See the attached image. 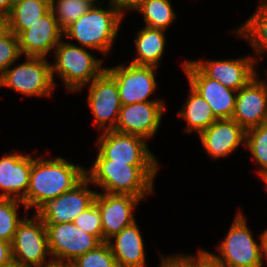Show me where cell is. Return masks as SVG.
I'll use <instances>...</instances> for the list:
<instances>
[{
	"label": "cell",
	"instance_id": "1",
	"mask_svg": "<svg viewBox=\"0 0 267 267\" xmlns=\"http://www.w3.org/2000/svg\"><path fill=\"white\" fill-rule=\"evenodd\" d=\"M86 177L104 193L132 195L145 199L155 191L159 164H126L106 159L99 151Z\"/></svg>",
	"mask_w": 267,
	"mask_h": 267
},
{
	"label": "cell",
	"instance_id": "2",
	"mask_svg": "<svg viewBox=\"0 0 267 267\" xmlns=\"http://www.w3.org/2000/svg\"><path fill=\"white\" fill-rule=\"evenodd\" d=\"M86 169L60 156L49 160L32 157L29 187L22 200L27 211L35 208L36 213L48 201L73 189L86 177Z\"/></svg>",
	"mask_w": 267,
	"mask_h": 267
},
{
	"label": "cell",
	"instance_id": "3",
	"mask_svg": "<svg viewBox=\"0 0 267 267\" xmlns=\"http://www.w3.org/2000/svg\"><path fill=\"white\" fill-rule=\"evenodd\" d=\"M101 6H91L63 30V36L76 40L78 46L107 55L113 49L125 14L110 1L109 7L103 9Z\"/></svg>",
	"mask_w": 267,
	"mask_h": 267
},
{
	"label": "cell",
	"instance_id": "4",
	"mask_svg": "<svg viewBox=\"0 0 267 267\" xmlns=\"http://www.w3.org/2000/svg\"><path fill=\"white\" fill-rule=\"evenodd\" d=\"M63 38L55 47L54 62L51 63V73L55 85V75L62 79L67 91L78 92L98 77L106 67L102 59L93 56L87 49Z\"/></svg>",
	"mask_w": 267,
	"mask_h": 267
},
{
	"label": "cell",
	"instance_id": "5",
	"mask_svg": "<svg viewBox=\"0 0 267 267\" xmlns=\"http://www.w3.org/2000/svg\"><path fill=\"white\" fill-rule=\"evenodd\" d=\"M239 210L224 239L218 245V254L210 252L224 267H263L265 258L262 234L260 244L254 239L247 219Z\"/></svg>",
	"mask_w": 267,
	"mask_h": 267
},
{
	"label": "cell",
	"instance_id": "6",
	"mask_svg": "<svg viewBox=\"0 0 267 267\" xmlns=\"http://www.w3.org/2000/svg\"><path fill=\"white\" fill-rule=\"evenodd\" d=\"M26 61L14 66L11 64L0 76V87L12 90L27 97H49L55 86L51 73V62L45 57L26 56Z\"/></svg>",
	"mask_w": 267,
	"mask_h": 267
},
{
	"label": "cell",
	"instance_id": "7",
	"mask_svg": "<svg viewBox=\"0 0 267 267\" xmlns=\"http://www.w3.org/2000/svg\"><path fill=\"white\" fill-rule=\"evenodd\" d=\"M25 215L11 242L12 257L26 266L38 267L51 258L46 226L35 212L31 218Z\"/></svg>",
	"mask_w": 267,
	"mask_h": 267
},
{
	"label": "cell",
	"instance_id": "8",
	"mask_svg": "<svg viewBox=\"0 0 267 267\" xmlns=\"http://www.w3.org/2000/svg\"><path fill=\"white\" fill-rule=\"evenodd\" d=\"M106 70L115 78L121 105H131L136 102L163 101L162 99H149L157 89V67L118 64Z\"/></svg>",
	"mask_w": 267,
	"mask_h": 267
},
{
	"label": "cell",
	"instance_id": "9",
	"mask_svg": "<svg viewBox=\"0 0 267 267\" xmlns=\"http://www.w3.org/2000/svg\"><path fill=\"white\" fill-rule=\"evenodd\" d=\"M88 105L94 115V125L101 132L114 130L121 108L115 78L105 69L89 85Z\"/></svg>",
	"mask_w": 267,
	"mask_h": 267
},
{
	"label": "cell",
	"instance_id": "10",
	"mask_svg": "<svg viewBox=\"0 0 267 267\" xmlns=\"http://www.w3.org/2000/svg\"><path fill=\"white\" fill-rule=\"evenodd\" d=\"M97 138L96 148L106 159L126 164H159L143 137L107 130Z\"/></svg>",
	"mask_w": 267,
	"mask_h": 267
},
{
	"label": "cell",
	"instance_id": "11",
	"mask_svg": "<svg viewBox=\"0 0 267 267\" xmlns=\"http://www.w3.org/2000/svg\"><path fill=\"white\" fill-rule=\"evenodd\" d=\"M45 226L51 259L71 263L102 243L95 235L86 233L73 222Z\"/></svg>",
	"mask_w": 267,
	"mask_h": 267
},
{
	"label": "cell",
	"instance_id": "12",
	"mask_svg": "<svg viewBox=\"0 0 267 267\" xmlns=\"http://www.w3.org/2000/svg\"><path fill=\"white\" fill-rule=\"evenodd\" d=\"M90 184L91 181L85 177L73 189L48 201L36 214L45 225L73 222L82 211L95 202L97 191L89 189Z\"/></svg>",
	"mask_w": 267,
	"mask_h": 267
},
{
	"label": "cell",
	"instance_id": "13",
	"mask_svg": "<svg viewBox=\"0 0 267 267\" xmlns=\"http://www.w3.org/2000/svg\"><path fill=\"white\" fill-rule=\"evenodd\" d=\"M182 69L188 77L189 86L209 103L214 116L220 119H232L237 91L224 86L221 82L208 78L192 61L182 63Z\"/></svg>",
	"mask_w": 267,
	"mask_h": 267
},
{
	"label": "cell",
	"instance_id": "14",
	"mask_svg": "<svg viewBox=\"0 0 267 267\" xmlns=\"http://www.w3.org/2000/svg\"><path fill=\"white\" fill-rule=\"evenodd\" d=\"M166 107L164 101L122 105L114 131L137 135L149 140L158 131Z\"/></svg>",
	"mask_w": 267,
	"mask_h": 267
},
{
	"label": "cell",
	"instance_id": "15",
	"mask_svg": "<svg viewBox=\"0 0 267 267\" xmlns=\"http://www.w3.org/2000/svg\"><path fill=\"white\" fill-rule=\"evenodd\" d=\"M208 78L238 91L258 75L257 63L252 55L236 59L191 60Z\"/></svg>",
	"mask_w": 267,
	"mask_h": 267
},
{
	"label": "cell",
	"instance_id": "16",
	"mask_svg": "<svg viewBox=\"0 0 267 267\" xmlns=\"http://www.w3.org/2000/svg\"><path fill=\"white\" fill-rule=\"evenodd\" d=\"M141 201L132 195L97 192L95 203L101 215L103 242L136 221L133 212Z\"/></svg>",
	"mask_w": 267,
	"mask_h": 267
},
{
	"label": "cell",
	"instance_id": "17",
	"mask_svg": "<svg viewBox=\"0 0 267 267\" xmlns=\"http://www.w3.org/2000/svg\"><path fill=\"white\" fill-rule=\"evenodd\" d=\"M259 78L237 91L232 119L245 130L267 123V80Z\"/></svg>",
	"mask_w": 267,
	"mask_h": 267
},
{
	"label": "cell",
	"instance_id": "18",
	"mask_svg": "<svg viewBox=\"0 0 267 267\" xmlns=\"http://www.w3.org/2000/svg\"><path fill=\"white\" fill-rule=\"evenodd\" d=\"M63 29L58 25L50 9L38 21L23 30L18 35L21 55L32 57H45L63 39Z\"/></svg>",
	"mask_w": 267,
	"mask_h": 267
},
{
	"label": "cell",
	"instance_id": "19",
	"mask_svg": "<svg viewBox=\"0 0 267 267\" xmlns=\"http://www.w3.org/2000/svg\"><path fill=\"white\" fill-rule=\"evenodd\" d=\"M198 135L205 152L214 160L228 157L246 141V130L233 119L216 120Z\"/></svg>",
	"mask_w": 267,
	"mask_h": 267
},
{
	"label": "cell",
	"instance_id": "20",
	"mask_svg": "<svg viewBox=\"0 0 267 267\" xmlns=\"http://www.w3.org/2000/svg\"><path fill=\"white\" fill-rule=\"evenodd\" d=\"M32 156L23 152L4 154L0 158V198L22 201L29 187Z\"/></svg>",
	"mask_w": 267,
	"mask_h": 267
},
{
	"label": "cell",
	"instance_id": "21",
	"mask_svg": "<svg viewBox=\"0 0 267 267\" xmlns=\"http://www.w3.org/2000/svg\"><path fill=\"white\" fill-rule=\"evenodd\" d=\"M106 242L118 267H147L144 239L136 221Z\"/></svg>",
	"mask_w": 267,
	"mask_h": 267
},
{
	"label": "cell",
	"instance_id": "22",
	"mask_svg": "<svg viewBox=\"0 0 267 267\" xmlns=\"http://www.w3.org/2000/svg\"><path fill=\"white\" fill-rule=\"evenodd\" d=\"M165 32L162 29L142 27L134 39L137 56L130 63L158 67L165 52Z\"/></svg>",
	"mask_w": 267,
	"mask_h": 267
},
{
	"label": "cell",
	"instance_id": "23",
	"mask_svg": "<svg viewBox=\"0 0 267 267\" xmlns=\"http://www.w3.org/2000/svg\"><path fill=\"white\" fill-rule=\"evenodd\" d=\"M258 3L255 13L234 31L249 42L257 64L259 57L262 58V54L267 53V0H259Z\"/></svg>",
	"mask_w": 267,
	"mask_h": 267
},
{
	"label": "cell",
	"instance_id": "24",
	"mask_svg": "<svg viewBox=\"0 0 267 267\" xmlns=\"http://www.w3.org/2000/svg\"><path fill=\"white\" fill-rule=\"evenodd\" d=\"M188 92L186 102L178 111V116L187 123L184 128L186 133L196 132L199 134L218 119L214 116L209 103L191 86Z\"/></svg>",
	"mask_w": 267,
	"mask_h": 267
},
{
	"label": "cell",
	"instance_id": "25",
	"mask_svg": "<svg viewBox=\"0 0 267 267\" xmlns=\"http://www.w3.org/2000/svg\"><path fill=\"white\" fill-rule=\"evenodd\" d=\"M51 9V0H14L6 27L17 36Z\"/></svg>",
	"mask_w": 267,
	"mask_h": 267
},
{
	"label": "cell",
	"instance_id": "26",
	"mask_svg": "<svg viewBox=\"0 0 267 267\" xmlns=\"http://www.w3.org/2000/svg\"><path fill=\"white\" fill-rule=\"evenodd\" d=\"M142 15L145 26L168 30L176 19L170 0H142L132 11Z\"/></svg>",
	"mask_w": 267,
	"mask_h": 267
},
{
	"label": "cell",
	"instance_id": "27",
	"mask_svg": "<svg viewBox=\"0 0 267 267\" xmlns=\"http://www.w3.org/2000/svg\"><path fill=\"white\" fill-rule=\"evenodd\" d=\"M244 146L260 166L257 173L264 180L267 177V123L246 130Z\"/></svg>",
	"mask_w": 267,
	"mask_h": 267
},
{
	"label": "cell",
	"instance_id": "28",
	"mask_svg": "<svg viewBox=\"0 0 267 267\" xmlns=\"http://www.w3.org/2000/svg\"><path fill=\"white\" fill-rule=\"evenodd\" d=\"M25 208L24 203L17 199L0 198V239L11 243L18 224L23 220V217H18V209L20 206Z\"/></svg>",
	"mask_w": 267,
	"mask_h": 267
},
{
	"label": "cell",
	"instance_id": "29",
	"mask_svg": "<svg viewBox=\"0 0 267 267\" xmlns=\"http://www.w3.org/2000/svg\"><path fill=\"white\" fill-rule=\"evenodd\" d=\"M90 7L81 0H51V10L63 30L86 13Z\"/></svg>",
	"mask_w": 267,
	"mask_h": 267
},
{
	"label": "cell",
	"instance_id": "30",
	"mask_svg": "<svg viewBox=\"0 0 267 267\" xmlns=\"http://www.w3.org/2000/svg\"><path fill=\"white\" fill-rule=\"evenodd\" d=\"M71 264L72 267H118L107 242H102L95 249L77 257Z\"/></svg>",
	"mask_w": 267,
	"mask_h": 267
},
{
	"label": "cell",
	"instance_id": "31",
	"mask_svg": "<svg viewBox=\"0 0 267 267\" xmlns=\"http://www.w3.org/2000/svg\"><path fill=\"white\" fill-rule=\"evenodd\" d=\"M21 57L18 36L6 27L0 32V76Z\"/></svg>",
	"mask_w": 267,
	"mask_h": 267
},
{
	"label": "cell",
	"instance_id": "32",
	"mask_svg": "<svg viewBox=\"0 0 267 267\" xmlns=\"http://www.w3.org/2000/svg\"><path fill=\"white\" fill-rule=\"evenodd\" d=\"M73 223L81 230L88 234L95 235L101 242H103L101 215L95 202L89 208L82 211L75 218Z\"/></svg>",
	"mask_w": 267,
	"mask_h": 267
},
{
	"label": "cell",
	"instance_id": "33",
	"mask_svg": "<svg viewBox=\"0 0 267 267\" xmlns=\"http://www.w3.org/2000/svg\"><path fill=\"white\" fill-rule=\"evenodd\" d=\"M159 267H196V255L176 254L161 256Z\"/></svg>",
	"mask_w": 267,
	"mask_h": 267
},
{
	"label": "cell",
	"instance_id": "34",
	"mask_svg": "<svg viewBox=\"0 0 267 267\" xmlns=\"http://www.w3.org/2000/svg\"><path fill=\"white\" fill-rule=\"evenodd\" d=\"M196 267H224L209 251L199 249L196 254Z\"/></svg>",
	"mask_w": 267,
	"mask_h": 267
},
{
	"label": "cell",
	"instance_id": "35",
	"mask_svg": "<svg viewBox=\"0 0 267 267\" xmlns=\"http://www.w3.org/2000/svg\"><path fill=\"white\" fill-rule=\"evenodd\" d=\"M13 259L11 243L0 239V267Z\"/></svg>",
	"mask_w": 267,
	"mask_h": 267
},
{
	"label": "cell",
	"instance_id": "36",
	"mask_svg": "<svg viewBox=\"0 0 267 267\" xmlns=\"http://www.w3.org/2000/svg\"><path fill=\"white\" fill-rule=\"evenodd\" d=\"M118 7L124 14L128 10H133L142 0H109Z\"/></svg>",
	"mask_w": 267,
	"mask_h": 267
},
{
	"label": "cell",
	"instance_id": "37",
	"mask_svg": "<svg viewBox=\"0 0 267 267\" xmlns=\"http://www.w3.org/2000/svg\"><path fill=\"white\" fill-rule=\"evenodd\" d=\"M14 0H0V15L6 17L13 5Z\"/></svg>",
	"mask_w": 267,
	"mask_h": 267
},
{
	"label": "cell",
	"instance_id": "38",
	"mask_svg": "<svg viewBox=\"0 0 267 267\" xmlns=\"http://www.w3.org/2000/svg\"><path fill=\"white\" fill-rule=\"evenodd\" d=\"M38 267H72V264L70 262L50 258L49 262Z\"/></svg>",
	"mask_w": 267,
	"mask_h": 267
},
{
	"label": "cell",
	"instance_id": "39",
	"mask_svg": "<svg viewBox=\"0 0 267 267\" xmlns=\"http://www.w3.org/2000/svg\"><path fill=\"white\" fill-rule=\"evenodd\" d=\"M1 267H29V266H26L25 264H22L21 262L12 259L10 262H8L5 265H2Z\"/></svg>",
	"mask_w": 267,
	"mask_h": 267
},
{
	"label": "cell",
	"instance_id": "40",
	"mask_svg": "<svg viewBox=\"0 0 267 267\" xmlns=\"http://www.w3.org/2000/svg\"><path fill=\"white\" fill-rule=\"evenodd\" d=\"M261 234H262V239H263V251H264L265 258L267 260V229L263 231Z\"/></svg>",
	"mask_w": 267,
	"mask_h": 267
},
{
	"label": "cell",
	"instance_id": "41",
	"mask_svg": "<svg viewBox=\"0 0 267 267\" xmlns=\"http://www.w3.org/2000/svg\"><path fill=\"white\" fill-rule=\"evenodd\" d=\"M6 28V17L0 15V32Z\"/></svg>",
	"mask_w": 267,
	"mask_h": 267
},
{
	"label": "cell",
	"instance_id": "42",
	"mask_svg": "<svg viewBox=\"0 0 267 267\" xmlns=\"http://www.w3.org/2000/svg\"><path fill=\"white\" fill-rule=\"evenodd\" d=\"M81 1L87 3L90 6H97L96 3H99V5H102V3H103L102 1L101 2H98L99 0H81Z\"/></svg>",
	"mask_w": 267,
	"mask_h": 267
},
{
	"label": "cell",
	"instance_id": "43",
	"mask_svg": "<svg viewBox=\"0 0 267 267\" xmlns=\"http://www.w3.org/2000/svg\"><path fill=\"white\" fill-rule=\"evenodd\" d=\"M263 182H265L267 188V177L263 180Z\"/></svg>",
	"mask_w": 267,
	"mask_h": 267
},
{
	"label": "cell",
	"instance_id": "44",
	"mask_svg": "<svg viewBox=\"0 0 267 267\" xmlns=\"http://www.w3.org/2000/svg\"><path fill=\"white\" fill-rule=\"evenodd\" d=\"M264 72H265V75H266L265 79L267 80V69Z\"/></svg>",
	"mask_w": 267,
	"mask_h": 267
}]
</instances>
